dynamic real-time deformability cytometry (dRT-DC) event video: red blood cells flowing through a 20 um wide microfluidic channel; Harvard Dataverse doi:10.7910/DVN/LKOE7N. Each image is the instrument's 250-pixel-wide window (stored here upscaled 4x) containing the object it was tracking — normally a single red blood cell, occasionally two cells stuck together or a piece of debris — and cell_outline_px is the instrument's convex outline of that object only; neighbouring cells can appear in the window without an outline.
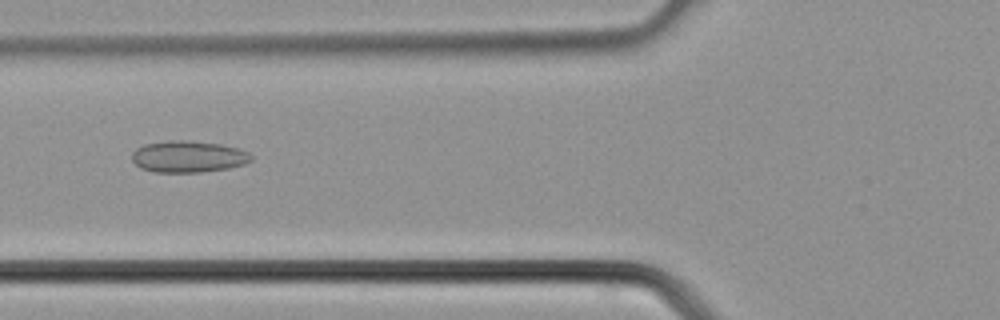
{"species": "common noctule bat (a hibernating species)", "species_latin": "Nyctalus noctula", "temperature_condition": "cold", "stored_images_in_passage": 29, "camera_frame_rate_fps": 3000, "um_per_image_px": 0.085, "animal": {"sex": "male", "body_mass_g": 21.5, "forearm_length_mm": 52.0}, "frame": {"image": 1, "passage_image": 6, "time_ms": 1.667, "image_size_px": [1000, 320], "cell_outline_px": [[252, 160], [244, 164], [228, 168], [200, 172], [156, 172], [140, 168], [132, 160], [132, 152], [136, 148], [144, 144], [168, 140], [188, 140], [220, 144], [236, 148], [248, 152], [252, 156]], "centroid_in_image_um": [15.97, 13.3], "position_along_channel_um": 109.8, "area_um2": 21.96}}
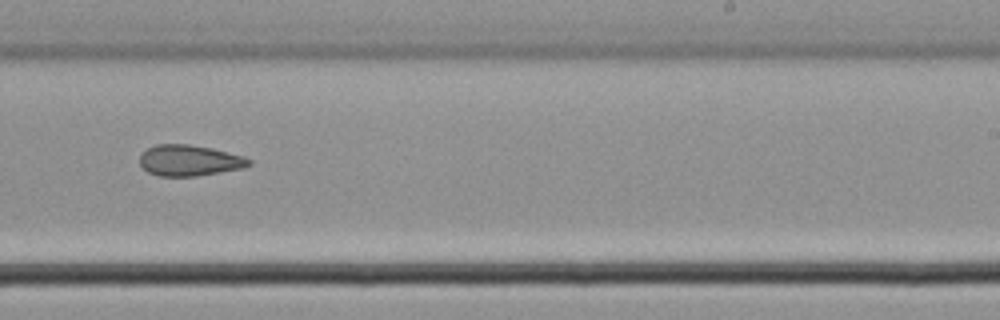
{"frame": {"image": 2, "passage_image": 15, "time_ms": 4.667, "image_size_px": [1000, 320], "cell_outline_px": [[252, 164], [244, 168], [196, 176], [160, 176], [148, 172], [140, 164], [140, 156], [148, 148], [156, 144], [188, 144], [212, 148], [244, 156], [252, 160]], "centroid_in_image_um": [16.13, 13.64], "position_along_channel_um": 272.9, "area_um2": 19.71}}
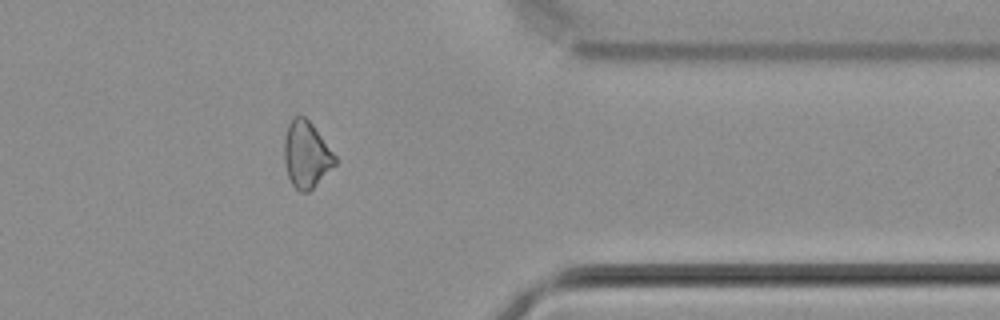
{"frame": {"image": 3, "passage_image": 22, "time_ms": 7.0, "image_size_px": [1000, 320], "cell_outline_px": [[336, 164], [308, 192], [300, 192], [292, 184], [288, 176], [284, 164], [284, 136], [288, 124], [292, 116], [304, 116], [312, 124], [336, 156]], "centroid_in_image_um": [26.01, 13.12], "position_along_channel_um": 385.4, "area_um2": 19.59}}